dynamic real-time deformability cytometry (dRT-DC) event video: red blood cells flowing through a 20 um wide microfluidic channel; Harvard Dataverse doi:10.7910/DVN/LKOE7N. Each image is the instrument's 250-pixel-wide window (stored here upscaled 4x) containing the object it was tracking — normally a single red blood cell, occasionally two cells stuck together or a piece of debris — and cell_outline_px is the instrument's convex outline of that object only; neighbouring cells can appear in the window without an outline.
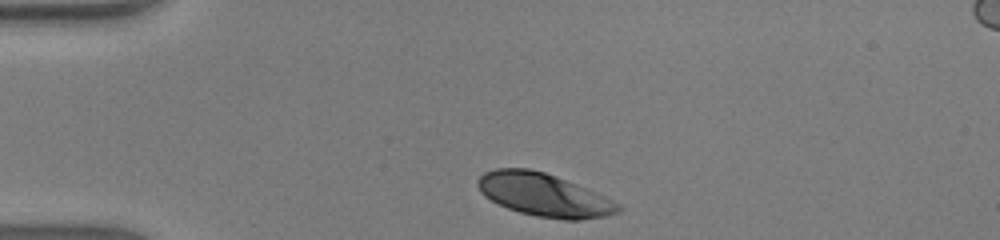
{"species": "human", "species_latin": "Homo sapiens", "temperature_condition": "warm", "stored_images_in_passage": 30, "camera_frame_rate_fps": 3000, "um_per_image_px": 0.085, "donor": {"sex": "male"}, "frame": {"image": 1, "passage_image": 1, "time_ms": 0.0, "image_size_px": [1000, 240], "cell_outline_px": [[624, 208], [616, 212], [604, 216], [580, 220], [564, 220], [536, 216], [520, 212], [508, 208], [484, 196], [480, 192], [476, 184], [476, 180], [484, 172], [496, 168], [528, 168], [544, 172], [576, 184], [604, 196], [620, 204]], "centroid_in_image_um": [46.2, 16.56], "position_along_channel_um": 38.8, "area_um2": 34.97}}
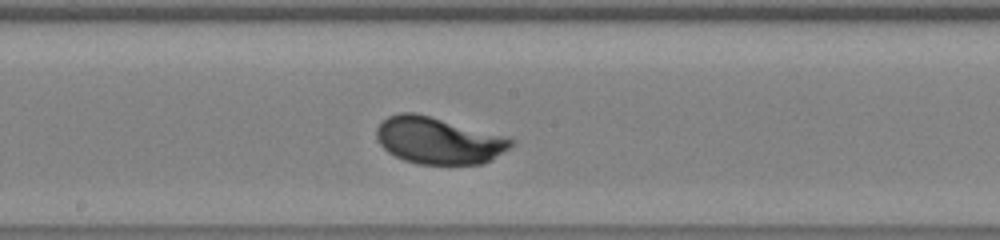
{"frame": {"image": 2, "passage_image": 16, "time_ms": 5.0, "image_size_px": [1000, 240], "cell_outline_px": [[516, 140], [508, 148], [484, 164], [420, 164], [404, 160], [388, 152], [376, 140], [376, 128], [388, 116], [400, 112], [412, 112], [508, 136]], "centroid_in_image_um": [37.26, 11.95], "position_along_channel_um": 210.9, "area_um2": 36.47}}
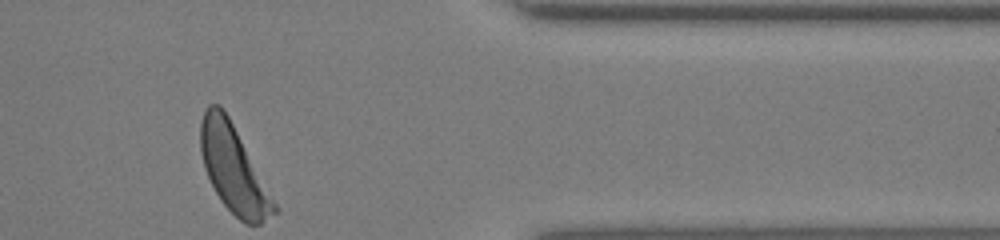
{"frame": {"image": 3, "passage_image": 30, "time_ms": 9.667, "image_size_px": [1000, 240], "cell_outline_px": [[280, 208], [276, 212], [260, 224], [244, 224], [220, 200], [204, 168], [200, 152], [200, 124], [204, 108], [208, 104], [220, 104], [224, 108]], "centroid_in_image_um": [19.85, 14.34], "position_along_channel_um": 391.5, "area_um2": 37.4}, "authors_computed_cell_mechanics": {"area_um2": 36.2117, "velocity_mm_per_s": 4.2782, "shape_relaxation_time_tau1_ms": 1.4876, "shape_relaxation_time_tau2_ms": null, "deformation_change_tau1": 0.1447, "deformation_change_tau2": null}}